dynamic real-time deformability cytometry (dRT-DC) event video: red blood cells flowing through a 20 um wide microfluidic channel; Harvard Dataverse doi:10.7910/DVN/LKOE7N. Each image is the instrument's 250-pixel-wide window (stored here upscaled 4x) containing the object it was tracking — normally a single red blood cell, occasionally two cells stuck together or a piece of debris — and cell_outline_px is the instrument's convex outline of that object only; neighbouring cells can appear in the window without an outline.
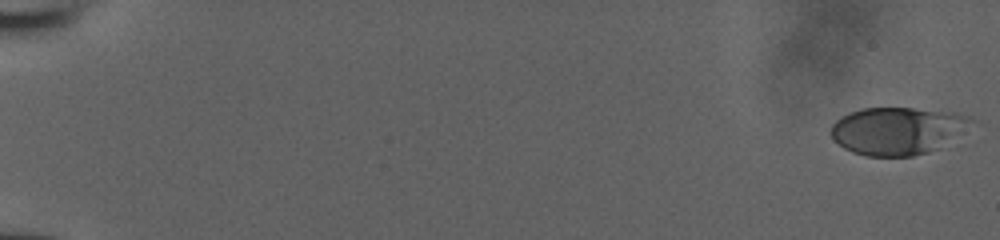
{"species": "human", "species_latin": "Homo sapiens", "temperature_condition": "room temperature", "stored_images_in_passage": 53, "camera_frame_rate_fps": 3000, "um_per_image_px": 0.085, "donor": {"sex": "male"}, "frame": {"image": 1, "passage_image": 1, "time_ms": 0.0, "image_size_px": [1000, 240], "cell_outline_px": [[976, 120], [940, 148], [928, 152], [912, 156], [868, 156], [852, 152], [844, 148], [832, 136], [832, 124], [836, 120], [852, 112], [864, 108], [912, 108], [956, 112], [968, 116]], "centroid_in_image_um": [76.31, 11.11], "position_along_channel_um": 8.7, "area_um2": 38.44}}
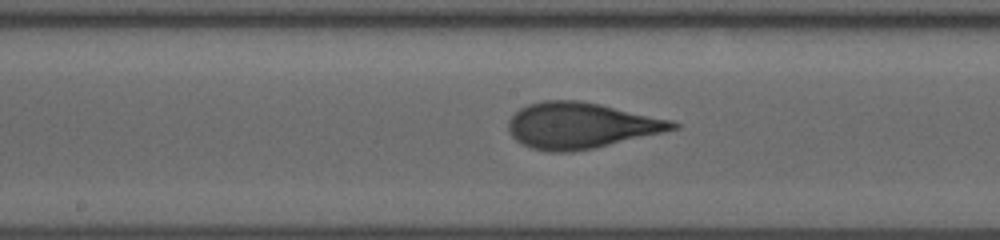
{"frame": {"image": 2, "passage_image": 30, "time_ms": 9.667, "image_size_px": [1000, 240], "cell_outline_px": [[680, 128], [592, 148], [572, 152], [548, 152], [532, 148], [520, 144], [508, 132], [508, 120], [520, 108], [528, 104], [544, 100], [576, 100], [600, 104], [672, 120], [680, 124]], "centroid_in_image_um": [49.33, 10.67], "position_along_channel_um": 198.9, "area_um2": 43.81}}
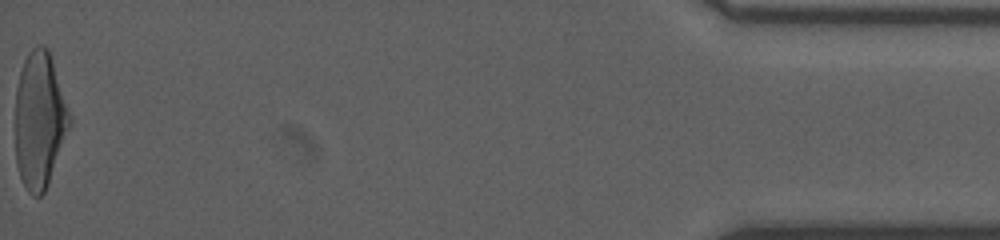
{"frame": {"image": 3, "passage_image": 53, "time_ms": 17.333, "image_size_px": [1000, 240], "cell_outline_px": [[72, 124], [48, 184], [44, 192], [40, 196], [32, 196], [28, 192], [20, 176], [16, 164], [16, 88], [20, 72], [24, 60], [28, 52], [36, 44], [44, 44], [48, 48], [72, 116]], "centroid_in_image_um": [3.39, 10.19], "position_along_channel_um": 431.8, "area_um2": 43.52}}